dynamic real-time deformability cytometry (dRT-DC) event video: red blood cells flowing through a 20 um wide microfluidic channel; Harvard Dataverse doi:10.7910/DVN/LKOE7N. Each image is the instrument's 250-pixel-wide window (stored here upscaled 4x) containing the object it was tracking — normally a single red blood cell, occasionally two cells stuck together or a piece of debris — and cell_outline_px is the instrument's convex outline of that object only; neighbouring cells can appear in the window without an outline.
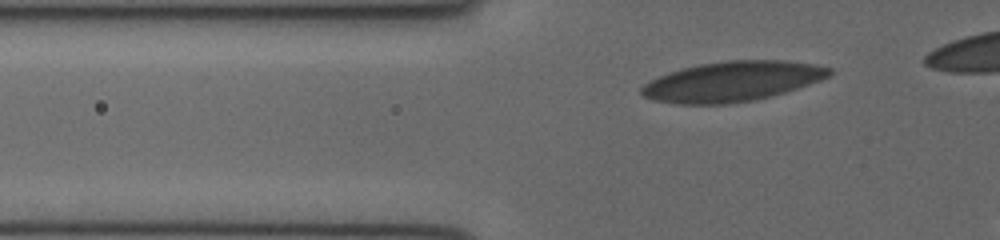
{"species": "human", "species_latin": "Homo sapiens", "temperature_condition": "cold", "stored_images_in_passage": 32, "camera_frame_rate_fps": 3000, "um_per_image_px": 0.085, "donor": {"sex": "female"}, "frame": {"image": 1, "passage_image": 5, "time_ms": 1.333, "image_size_px": [1000, 240], "cell_outline_px": [[832, 72], [828, 76], [820, 80], [784, 92], [752, 100], [724, 104], [676, 104], [652, 100], [644, 96], [640, 92], [640, 88], [644, 84], [668, 72], [680, 68], [700, 64], [728, 60], [784, 60], [812, 64], [832, 68]], "centroid_in_image_um": [62.19, 6.92], "position_along_channel_um": 63.6, "area_um2": 43.47}}
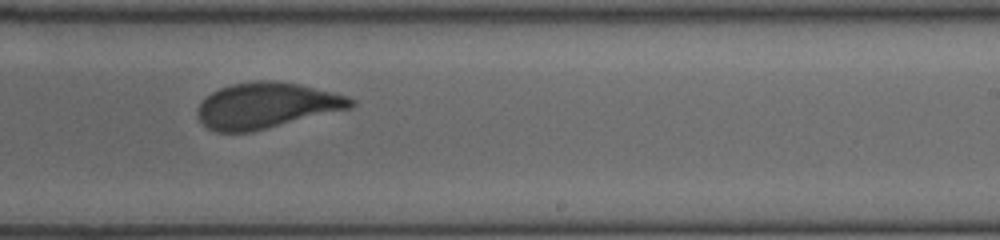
{"frame": {"image": 2, "passage_image": 20, "time_ms": 6.333, "image_size_px": [1000, 240], "cell_outline_px": [[356, 104], [348, 108], [252, 132], [216, 132], [208, 128], [200, 120], [196, 112], [196, 108], [212, 92], [220, 88], [232, 84], [256, 80], [272, 80], [296, 84], [348, 96], [356, 100]], "centroid_in_image_um": [22.61, 8.97], "position_along_channel_um": 266.4, "area_um2": 40.34}}
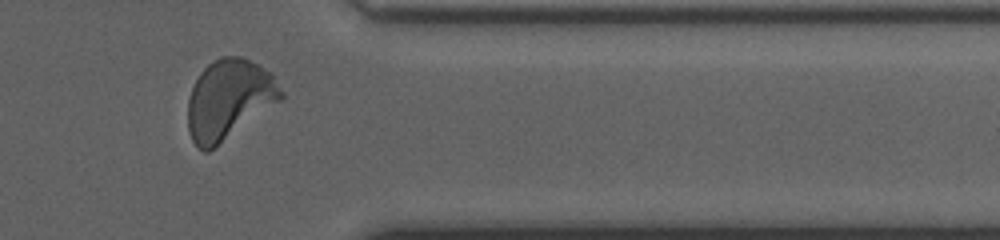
{"frame": {"image": 3, "passage_image": 29, "time_ms": 9.333, "image_size_px": [1000, 240], "cell_outline_px": [[284, 96], [280, 100], [208, 152], [204, 152], [192, 140], [188, 132], [188, 100], [192, 88], [200, 72], [208, 64], [220, 56], [244, 56], [272, 72], [284, 92]], "centroid_in_image_um": [19.46, 8.41], "position_along_channel_um": 391.9, "area_um2": 43.12}}